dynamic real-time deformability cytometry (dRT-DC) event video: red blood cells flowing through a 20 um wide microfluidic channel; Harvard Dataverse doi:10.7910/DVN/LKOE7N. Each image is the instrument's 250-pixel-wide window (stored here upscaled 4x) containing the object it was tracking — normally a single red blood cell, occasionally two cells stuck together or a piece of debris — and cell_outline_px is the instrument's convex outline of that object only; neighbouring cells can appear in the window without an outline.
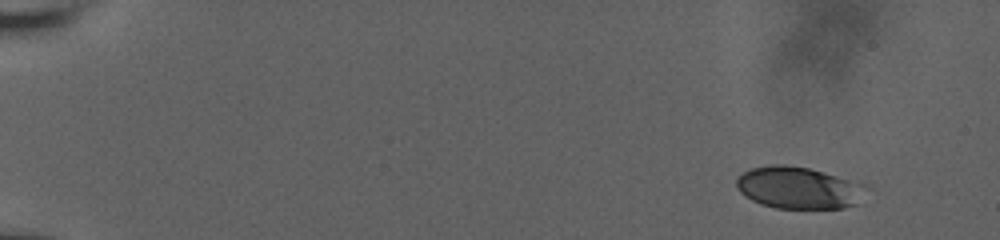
{"species": "human", "species_latin": "Homo sapiens", "temperature_condition": "room temperature", "stored_images_in_passage": 13, "camera_frame_rate_fps": 3000, "um_per_image_px": 0.085, "donor": {"sex": "male"}, "frame": {"image": 1, "passage_image": 1, "time_ms": 0.0, "image_size_px": [1000, 240], "cell_outline_px": [[856, 204], [844, 208], [776, 208], [760, 204], [744, 196], [736, 188], [736, 180], [744, 172], [752, 168], [772, 164], [784, 164], [808, 168], [824, 172], [848, 180]], "centroid_in_image_um": [67.56, 15.95], "position_along_channel_um": 17.4, "area_um2": 29.82}}
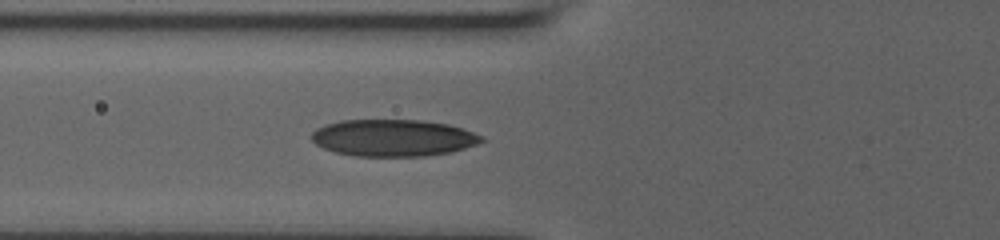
{"frame": {"image": 2, "passage_image": 10, "time_ms": 6.333, "image_size_px": [1000, 240], "cell_outline_px": [[488, 140], [452, 152], [424, 156], [356, 156], [336, 152], [324, 148], [316, 144], [312, 140], [312, 132], [316, 128], [324, 124], [340, 120], [420, 120], [448, 124], [484, 136]], "centroid_in_image_um": [33.43, 11.71], "position_along_channel_um": 92.4, "area_um2": 36.59}}
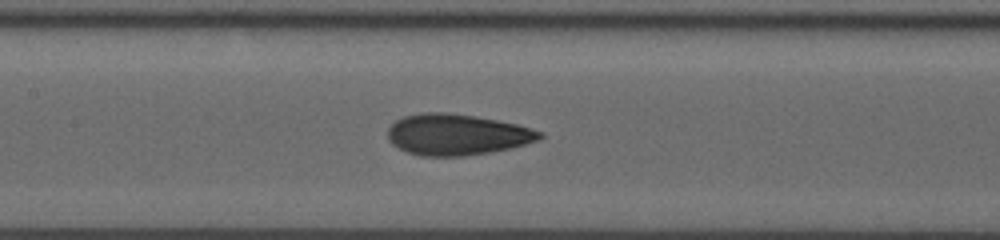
{"frame": {"image": 3, "passage_image": 13, "time_ms": 8.333, "image_size_px": [1000, 240], "cell_outline_px": [[544, 136], [540, 140], [512, 148], [464, 156], [420, 156], [408, 152], [392, 144], [388, 140], [388, 128], [396, 120], [404, 116], [424, 112], [444, 112], [476, 116], [516, 124], [532, 128], [544, 132]], "centroid_in_image_um": [38.86, 11.44], "position_along_channel_um": 168.5, "area_um2": 36.47}}